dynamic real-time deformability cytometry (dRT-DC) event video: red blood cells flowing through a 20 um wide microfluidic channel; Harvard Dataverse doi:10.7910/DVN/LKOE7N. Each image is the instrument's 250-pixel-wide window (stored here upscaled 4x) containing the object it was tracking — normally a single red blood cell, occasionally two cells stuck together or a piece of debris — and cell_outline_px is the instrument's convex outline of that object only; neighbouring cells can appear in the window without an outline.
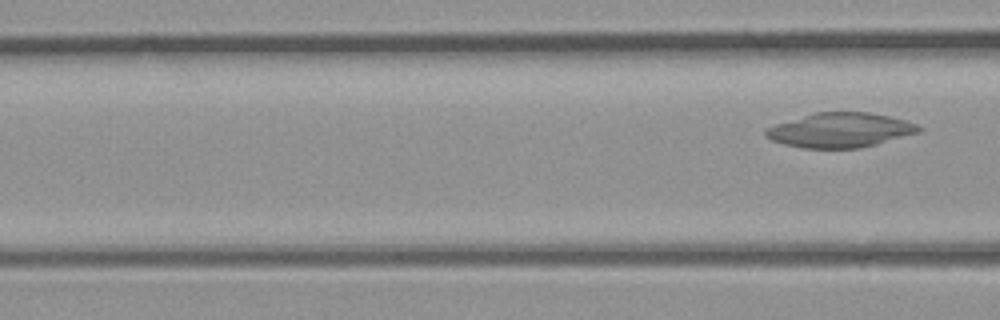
{"species": "common noctule bat (a hibernating species)", "species_latin": "Nyctalus noctula", "temperature_condition": "room temperature", "stored_images_in_passage": 5, "camera_frame_rate_fps": 3000, "um_per_image_px": 0.085, "animal": {"sex": "male", "body_mass_g": 23.1, "forearm_length_mm": 52.7}, "frame": {"image": 1, "passage_image": 5, "time_ms": 1.333, "image_size_px": [1000, 320], "cell_outline_px": [[924, 128], [920, 132], [876, 144], [860, 148], [800, 148], [784, 144], [772, 140], [764, 136], [764, 132], [768, 128], [776, 124], [816, 112], [868, 112], [888, 116], [904, 120], [916, 124]], "centroid_in_image_um": [71.42, 11.07], "position_along_channel_um": 95.2, "area_um2": 30.63}}